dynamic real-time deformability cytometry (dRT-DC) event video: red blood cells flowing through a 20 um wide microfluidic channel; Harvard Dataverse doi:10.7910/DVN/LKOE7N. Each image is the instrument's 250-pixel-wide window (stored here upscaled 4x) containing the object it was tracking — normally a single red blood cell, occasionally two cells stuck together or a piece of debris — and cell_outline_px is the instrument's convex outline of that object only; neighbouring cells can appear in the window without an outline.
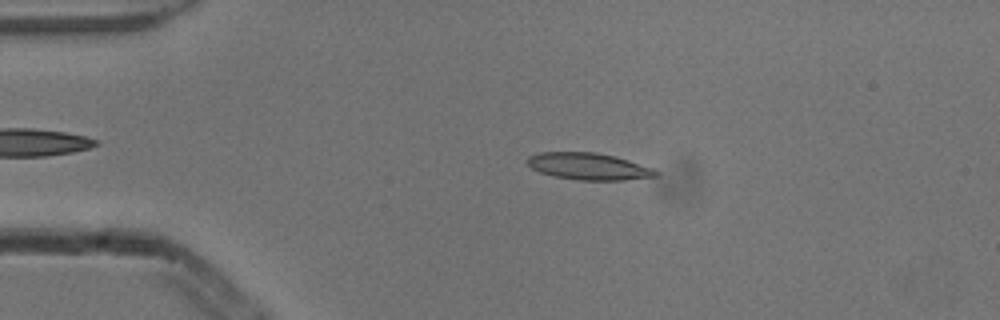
{"species": "common noctule bat (a hibernating species)", "species_latin": "Nyctalus noctula", "temperature_condition": "cold", "stored_images_in_passage": 3, "camera_frame_rate_fps": 3000, "um_per_image_px": 0.085, "animal": {"sex": "male", "body_mass_g": 13.3}, "frame": {"image": 1, "passage_image": 2, "time_ms": 0.333, "image_size_px": [1000, 320], "cell_outline_px": [[660, 172], [656, 176], [624, 180], [580, 180], [552, 176], [540, 172], [532, 168], [528, 164], [528, 156], [540, 152], [596, 152], [616, 156], [652, 168]], "centroid_in_image_um": [50.03, 14.14], "position_along_channel_um": 35.0, "area_um2": 20.06}}